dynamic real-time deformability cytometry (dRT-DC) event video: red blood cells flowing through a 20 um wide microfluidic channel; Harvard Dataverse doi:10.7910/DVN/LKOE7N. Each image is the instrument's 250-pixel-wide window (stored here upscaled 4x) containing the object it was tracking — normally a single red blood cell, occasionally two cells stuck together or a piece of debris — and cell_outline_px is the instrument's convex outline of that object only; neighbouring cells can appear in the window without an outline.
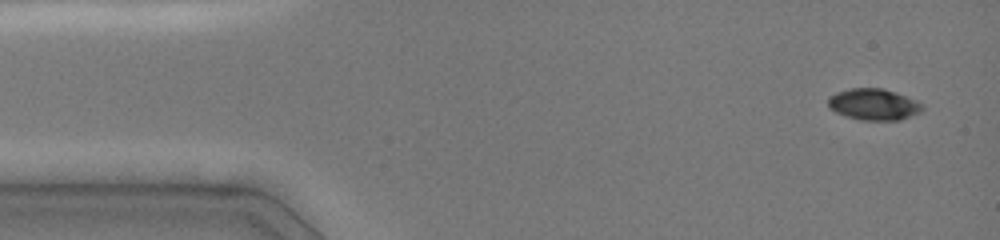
{"species": "common noctule bat (a hibernating species)", "species_latin": "Nyctalus noctula", "temperature_condition": "cold", "stored_images_in_passage": 39, "camera_frame_rate_fps": 3000, "um_per_image_px": 0.085, "animal": {"sex": "female", "body_mass_g": 19.0, "forearm_length_mm": 51.5}, "frame": {"image": 1, "passage_image": 1, "time_ms": 0.0, "image_size_px": [1000, 240], "cell_outline_px": [[924, 108], [920, 112], [900, 120], [860, 120], [836, 112], [828, 108], [828, 96], [836, 92], [852, 88], [884, 88], [896, 92], [916, 100], [924, 104]], "centroid_in_image_um": [74.27, 8.86], "position_along_channel_um": 10.7, "area_um2": 17.34}}
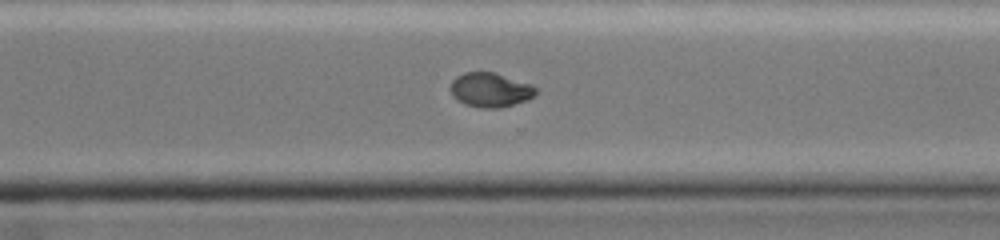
{"frame": {"image": 2, "passage_image": 28, "time_ms": 10.333, "image_size_px": [1000, 240], "cell_outline_px": [[540, 88], [536, 96], [528, 100], [500, 108], [480, 108], [464, 104], [456, 100], [452, 96], [452, 80], [456, 76], [464, 72], [492, 72], [532, 84]], "centroid_in_image_um": [41.73, 7.65], "position_along_channel_um": 328.9, "area_um2": 17.34}}
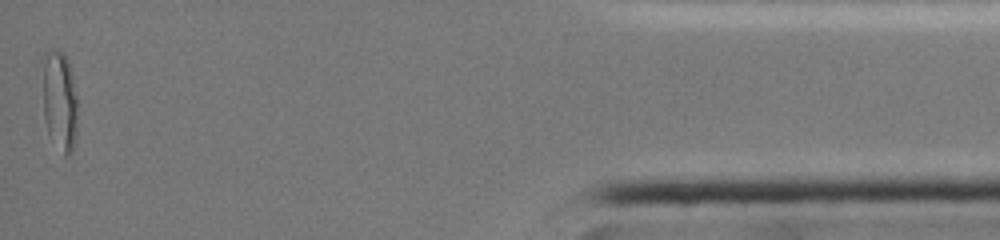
{"frame": {"image": 3, "passage_image": 39, "time_ms": 14.667, "image_size_px": [1000, 240], "cell_outline_px": [[76, 140], [72, 152], [68, 156], [64, 156], [48, 132], [44, 120], [40, 60], [40, 56], [44, 52], [52, 48], [64, 52], [68, 60], [72, 72], [76, 96]], "centroid_in_image_um": [5.01, 8.45], "position_along_channel_um": 430.2, "area_um2": 21.33}, "authors_computed_cell_mechanics": {"area_um2": 17.9758, "velocity_mm_per_s": 4.0719, "shape_relaxation_time_tau1_ms": 7.5768, "shape_relaxation_time_tau2_ms": null, "deformation_change_tau1": 0.2192, "deformation_change_tau2": null}}